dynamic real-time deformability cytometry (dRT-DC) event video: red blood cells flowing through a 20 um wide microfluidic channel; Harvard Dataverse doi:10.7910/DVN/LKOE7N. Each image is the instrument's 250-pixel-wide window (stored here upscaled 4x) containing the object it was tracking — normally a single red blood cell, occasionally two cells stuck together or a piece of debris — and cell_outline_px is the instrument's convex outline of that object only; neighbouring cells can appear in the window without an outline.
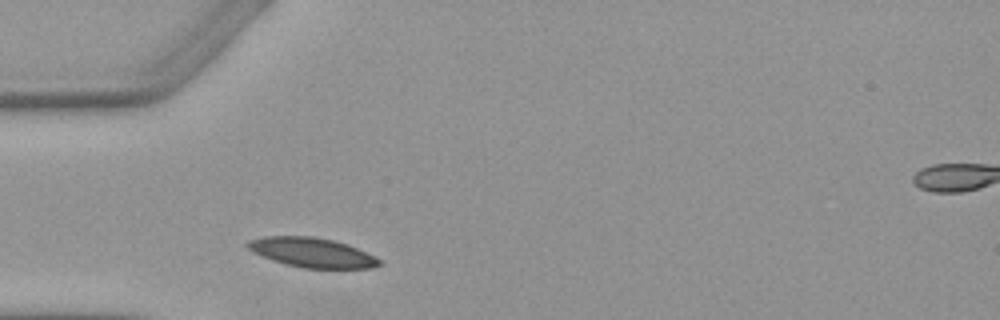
{"species": "Egyptian fruit bat (a non-hibernating species)", "species_latin": "Rousettus aegyptiacus", "temperature_condition": "warm", "stored_images_in_passage": 2, "segment_of_instrument_passage": [1, 2], "camera_frame_rate_fps": 3000, "um_per_image_px": 0.085, "animal": {"sex": "female"}, "frame": {"image": 1, "passage_image": 1, "time_ms": 0.0, "image_size_px": [1000, 320], "cell_outline_px": [[384, 264], [372, 268], [304, 268], [272, 260], [252, 252], [244, 244], [248, 240], [264, 236], [312, 236], [336, 240], [348, 244], [376, 256]], "centroid_in_image_um": [26.54, 21.45], "position_along_channel_um": 58.5, "area_um2": 22.89}}